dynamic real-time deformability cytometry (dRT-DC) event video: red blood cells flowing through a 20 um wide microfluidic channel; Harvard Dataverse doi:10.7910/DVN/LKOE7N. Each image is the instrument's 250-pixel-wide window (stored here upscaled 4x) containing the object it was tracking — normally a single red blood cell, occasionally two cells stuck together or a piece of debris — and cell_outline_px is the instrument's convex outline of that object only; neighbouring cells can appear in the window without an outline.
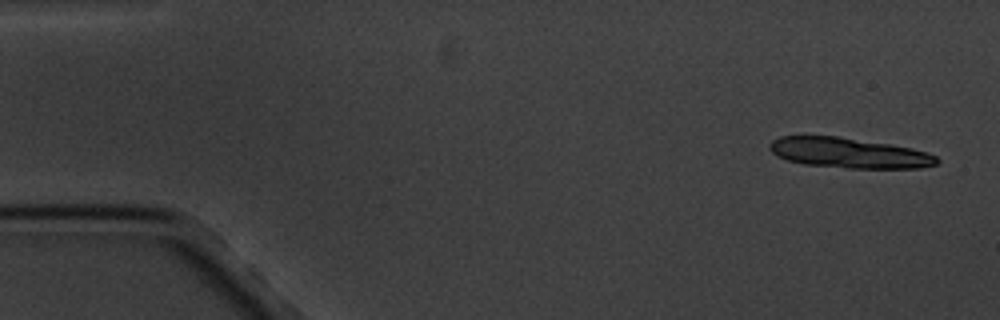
{"species": "common noctule bat (a hibernating species)", "species_latin": "Nyctalus noctula", "temperature_condition": "cold", "stored_images_in_passage": 7, "segment_of_instrument_passage": [1, 2], "camera_frame_rate_fps": 3000, "um_per_image_px": 0.085, "animal": {"sex": "male", "body_mass_g": 20.1, "forearm_length_mm": 53.5}, "frame": {"image": 1, "passage_image": 1, "time_ms": 0.0, "image_size_px": [1000, 320], "cell_outline_px": [[940, 160], [936, 164], [920, 168], [848, 168], [804, 164], [788, 160], [772, 152], [768, 148], [768, 144], [772, 140], [780, 136], [840, 136], [892, 144], [912, 148], [928, 152], [936, 156]], "centroid_in_image_um": [72.18, 12.99], "position_along_channel_um": 12.8, "area_um2": 29.59}}